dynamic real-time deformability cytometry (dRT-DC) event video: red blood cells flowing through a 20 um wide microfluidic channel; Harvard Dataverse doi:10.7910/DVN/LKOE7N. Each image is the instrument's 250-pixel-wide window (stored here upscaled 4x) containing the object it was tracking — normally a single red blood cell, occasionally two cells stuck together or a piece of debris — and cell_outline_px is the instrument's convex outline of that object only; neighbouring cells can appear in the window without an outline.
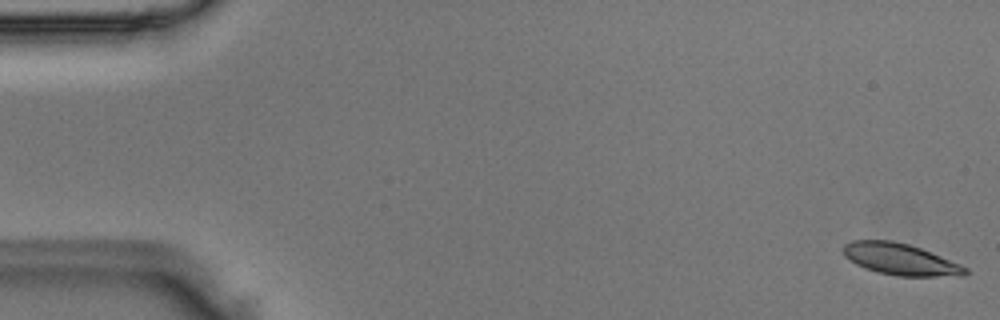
{"species": "Egyptian fruit bat (a non-hibernating species)", "species_latin": "Rousettus aegyptiacus", "temperature_condition": "room temperature", "stored_images_in_passage": 51, "camera_frame_rate_fps": 3000, "um_per_image_px": 0.085, "animal": {"sex": "male"}, "frame": {"image": 1, "passage_image": 1, "time_ms": 0.0, "image_size_px": [1000, 320], "cell_outline_px": [[968, 272], [964, 276], [896, 276], [864, 268], [856, 264], [844, 256], [844, 244], [852, 240], [892, 240], [908, 244], [920, 248], [960, 264], [968, 268]], "centroid_in_image_um": [76.53, 22.04], "position_along_channel_um": 8.5, "area_um2": 22.31}}
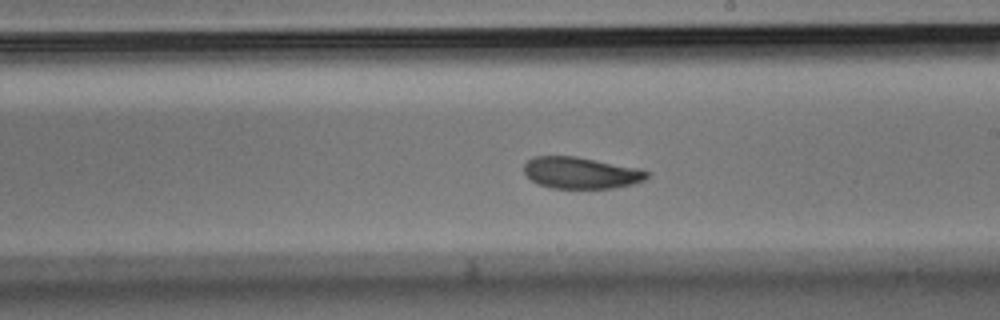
{"frame": {"image": 2, "passage_image": 29, "time_ms": 9.333, "image_size_px": [1000, 320], "cell_outline_px": [[652, 172], [644, 180], [632, 184], [612, 188], [552, 188], [540, 184], [532, 180], [524, 172], [524, 164], [532, 156], [576, 156], [640, 168]], "centroid_in_image_um": [49.41, 14.68], "position_along_channel_um": 239.6, "area_um2": 22.66}}
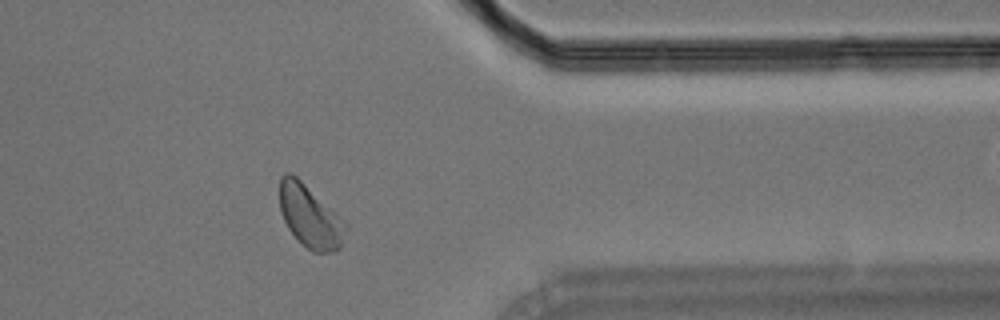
{"frame": {"image": 3, "passage_image": 41, "time_ms": 13.333, "image_size_px": [1000, 320], "cell_outline_px": [[348, 228], [340, 248], [332, 252], [312, 252], [288, 228], [284, 220], [280, 208], [280, 176], [284, 172], [292, 172], [340, 216], [348, 224]], "centroid_in_image_um": [26.37, 18.37], "position_along_channel_um": 385.0, "area_um2": 23.93}}